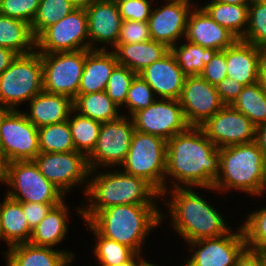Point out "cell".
I'll list each match as a JSON object with an SVG mask.
<instances>
[{
	"mask_svg": "<svg viewBox=\"0 0 266 266\" xmlns=\"http://www.w3.org/2000/svg\"><path fill=\"white\" fill-rule=\"evenodd\" d=\"M219 165V149L201 127L189 126L167 141L165 190L175 187L213 188Z\"/></svg>",
	"mask_w": 266,
	"mask_h": 266,
	"instance_id": "1",
	"label": "cell"
},
{
	"mask_svg": "<svg viewBox=\"0 0 266 266\" xmlns=\"http://www.w3.org/2000/svg\"><path fill=\"white\" fill-rule=\"evenodd\" d=\"M202 189L203 187H175L161 194L162 205L166 208L163 211L167 212L161 213L162 225L165 224V219H169L174 235H179L184 243L220 237L232 229L223 212L220 213L217 207L214 208L215 204L208 202L210 199L198 193L197 190Z\"/></svg>",
	"mask_w": 266,
	"mask_h": 266,
	"instance_id": "2",
	"label": "cell"
},
{
	"mask_svg": "<svg viewBox=\"0 0 266 266\" xmlns=\"http://www.w3.org/2000/svg\"><path fill=\"white\" fill-rule=\"evenodd\" d=\"M109 170L105 168L98 169L100 172L90 171L84 202L75 208V214L83 222H88L97 212L114 205L162 203L161 194L143 178L128 174L120 168Z\"/></svg>",
	"mask_w": 266,
	"mask_h": 266,
	"instance_id": "3",
	"label": "cell"
},
{
	"mask_svg": "<svg viewBox=\"0 0 266 266\" xmlns=\"http://www.w3.org/2000/svg\"><path fill=\"white\" fill-rule=\"evenodd\" d=\"M219 161V174L213 188L202 191L210 190L221 196L238 191L250 198H266V157L254 141L219 148Z\"/></svg>",
	"mask_w": 266,
	"mask_h": 266,
	"instance_id": "4",
	"label": "cell"
},
{
	"mask_svg": "<svg viewBox=\"0 0 266 266\" xmlns=\"http://www.w3.org/2000/svg\"><path fill=\"white\" fill-rule=\"evenodd\" d=\"M159 206L114 205L97 212L88 222L103 237L131 248L136 254H144L150 234L162 226Z\"/></svg>",
	"mask_w": 266,
	"mask_h": 266,
	"instance_id": "5",
	"label": "cell"
},
{
	"mask_svg": "<svg viewBox=\"0 0 266 266\" xmlns=\"http://www.w3.org/2000/svg\"><path fill=\"white\" fill-rule=\"evenodd\" d=\"M42 91V59L37 50L17 55L0 74V106L8 110H21V103H28Z\"/></svg>",
	"mask_w": 266,
	"mask_h": 266,
	"instance_id": "6",
	"label": "cell"
},
{
	"mask_svg": "<svg viewBox=\"0 0 266 266\" xmlns=\"http://www.w3.org/2000/svg\"><path fill=\"white\" fill-rule=\"evenodd\" d=\"M166 160V140L135 130L131 146L120 169L143 178L162 194L165 191Z\"/></svg>",
	"mask_w": 266,
	"mask_h": 266,
	"instance_id": "7",
	"label": "cell"
},
{
	"mask_svg": "<svg viewBox=\"0 0 266 266\" xmlns=\"http://www.w3.org/2000/svg\"><path fill=\"white\" fill-rule=\"evenodd\" d=\"M7 186L5 195L18 202L61 203L67 198L41 174L34 160L10 162Z\"/></svg>",
	"mask_w": 266,
	"mask_h": 266,
	"instance_id": "8",
	"label": "cell"
},
{
	"mask_svg": "<svg viewBox=\"0 0 266 266\" xmlns=\"http://www.w3.org/2000/svg\"><path fill=\"white\" fill-rule=\"evenodd\" d=\"M41 174L54 184L66 197L74 189H81L82 195L88 187L90 168L87 157L77 151L62 153L40 152L34 159ZM84 187V188H83Z\"/></svg>",
	"mask_w": 266,
	"mask_h": 266,
	"instance_id": "9",
	"label": "cell"
},
{
	"mask_svg": "<svg viewBox=\"0 0 266 266\" xmlns=\"http://www.w3.org/2000/svg\"><path fill=\"white\" fill-rule=\"evenodd\" d=\"M134 131L129 116L121 115L116 120L102 123L96 146L87 157L90 171L120 168L131 146Z\"/></svg>",
	"mask_w": 266,
	"mask_h": 266,
	"instance_id": "10",
	"label": "cell"
},
{
	"mask_svg": "<svg viewBox=\"0 0 266 266\" xmlns=\"http://www.w3.org/2000/svg\"><path fill=\"white\" fill-rule=\"evenodd\" d=\"M43 69V91L63 94L72 100L78 95L85 64V50L40 53Z\"/></svg>",
	"mask_w": 266,
	"mask_h": 266,
	"instance_id": "11",
	"label": "cell"
},
{
	"mask_svg": "<svg viewBox=\"0 0 266 266\" xmlns=\"http://www.w3.org/2000/svg\"><path fill=\"white\" fill-rule=\"evenodd\" d=\"M88 16L84 6L48 27L37 39L39 53L89 50Z\"/></svg>",
	"mask_w": 266,
	"mask_h": 266,
	"instance_id": "12",
	"label": "cell"
},
{
	"mask_svg": "<svg viewBox=\"0 0 266 266\" xmlns=\"http://www.w3.org/2000/svg\"><path fill=\"white\" fill-rule=\"evenodd\" d=\"M0 153L8 162L34 160L40 153L38 128L21 110H8L0 122Z\"/></svg>",
	"mask_w": 266,
	"mask_h": 266,
	"instance_id": "13",
	"label": "cell"
},
{
	"mask_svg": "<svg viewBox=\"0 0 266 266\" xmlns=\"http://www.w3.org/2000/svg\"><path fill=\"white\" fill-rule=\"evenodd\" d=\"M186 244L190 257L186 256L181 266H234L237 257L246 248L241 225L233 227L220 237L200 239Z\"/></svg>",
	"mask_w": 266,
	"mask_h": 266,
	"instance_id": "14",
	"label": "cell"
},
{
	"mask_svg": "<svg viewBox=\"0 0 266 266\" xmlns=\"http://www.w3.org/2000/svg\"><path fill=\"white\" fill-rule=\"evenodd\" d=\"M131 118L136 131L159 136L166 141L189 127L179 100L173 99L157 98Z\"/></svg>",
	"mask_w": 266,
	"mask_h": 266,
	"instance_id": "15",
	"label": "cell"
},
{
	"mask_svg": "<svg viewBox=\"0 0 266 266\" xmlns=\"http://www.w3.org/2000/svg\"><path fill=\"white\" fill-rule=\"evenodd\" d=\"M184 117L189 126H202L225 104L214 85L200 75L186 76L179 97Z\"/></svg>",
	"mask_w": 266,
	"mask_h": 266,
	"instance_id": "16",
	"label": "cell"
},
{
	"mask_svg": "<svg viewBox=\"0 0 266 266\" xmlns=\"http://www.w3.org/2000/svg\"><path fill=\"white\" fill-rule=\"evenodd\" d=\"M163 1L160 7L154 4L147 22L151 39L171 48L185 39L188 16L197 3L193 0Z\"/></svg>",
	"mask_w": 266,
	"mask_h": 266,
	"instance_id": "17",
	"label": "cell"
},
{
	"mask_svg": "<svg viewBox=\"0 0 266 266\" xmlns=\"http://www.w3.org/2000/svg\"><path fill=\"white\" fill-rule=\"evenodd\" d=\"M200 127L218 149L255 140L256 126L232 105H225Z\"/></svg>",
	"mask_w": 266,
	"mask_h": 266,
	"instance_id": "18",
	"label": "cell"
},
{
	"mask_svg": "<svg viewBox=\"0 0 266 266\" xmlns=\"http://www.w3.org/2000/svg\"><path fill=\"white\" fill-rule=\"evenodd\" d=\"M84 8L88 16L89 50H113L123 22L118 6L107 0H98Z\"/></svg>",
	"mask_w": 266,
	"mask_h": 266,
	"instance_id": "19",
	"label": "cell"
},
{
	"mask_svg": "<svg viewBox=\"0 0 266 266\" xmlns=\"http://www.w3.org/2000/svg\"><path fill=\"white\" fill-rule=\"evenodd\" d=\"M185 40L204 48L221 51L232 46L238 38L214 21L199 2L188 16Z\"/></svg>",
	"mask_w": 266,
	"mask_h": 266,
	"instance_id": "20",
	"label": "cell"
},
{
	"mask_svg": "<svg viewBox=\"0 0 266 266\" xmlns=\"http://www.w3.org/2000/svg\"><path fill=\"white\" fill-rule=\"evenodd\" d=\"M139 75L152 88L156 97L173 100L179 99L186 78L171 51L147 66Z\"/></svg>",
	"mask_w": 266,
	"mask_h": 266,
	"instance_id": "21",
	"label": "cell"
},
{
	"mask_svg": "<svg viewBox=\"0 0 266 266\" xmlns=\"http://www.w3.org/2000/svg\"><path fill=\"white\" fill-rule=\"evenodd\" d=\"M6 249L2 251L5 266H71L77 258L75 250L36 246L29 242Z\"/></svg>",
	"mask_w": 266,
	"mask_h": 266,
	"instance_id": "22",
	"label": "cell"
},
{
	"mask_svg": "<svg viewBox=\"0 0 266 266\" xmlns=\"http://www.w3.org/2000/svg\"><path fill=\"white\" fill-rule=\"evenodd\" d=\"M22 112L37 128L57 124L68 120L73 110V100L63 94H51L45 91L35 95Z\"/></svg>",
	"mask_w": 266,
	"mask_h": 266,
	"instance_id": "23",
	"label": "cell"
},
{
	"mask_svg": "<svg viewBox=\"0 0 266 266\" xmlns=\"http://www.w3.org/2000/svg\"><path fill=\"white\" fill-rule=\"evenodd\" d=\"M117 65L112 50H85V64L78 94L105 91L109 77Z\"/></svg>",
	"mask_w": 266,
	"mask_h": 266,
	"instance_id": "24",
	"label": "cell"
},
{
	"mask_svg": "<svg viewBox=\"0 0 266 266\" xmlns=\"http://www.w3.org/2000/svg\"><path fill=\"white\" fill-rule=\"evenodd\" d=\"M69 207L66 199L59 205L54 206L32 230L29 243L57 249L62 242H65L67 233H69L68 222L71 218Z\"/></svg>",
	"mask_w": 266,
	"mask_h": 266,
	"instance_id": "25",
	"label": "cell"
},
{
	"mask_svg": "<svg viewBox=\"0 0 266 266\" xmlns=\"http://www.w3.org/2000/svg\"><path fill=\"white\" fill-rule=\"evenodd\" d=\"M227 77L249 86L259 82L257 46L238 39L225 49Z\"/></svg>",
	"mask_w": 266,
	"mask_h": 266,
	"instance_id": "26",
	"label": "cell"
},
{
	"mask_svg": "<svg viewBox=\"0 0 266 266\" xmlns=\"http://www.w3.org/2000/svg\"><path fill=\"white\" fill-rule=\"evenodd\" d=\"M119 65L139 74L147 66L165 56L170 48L161 42L148 40L139 43L118 44L112 50Z\"/></svg>",
	"mask_w": 266,
	"mask_h": 266,
	"instance_id": "27",
	"label": "cell"
},
{
	"mask_svg": "<svg viewBox=\"0 0 266 266\" xmlns=\"http://www.w3.org/2000/svg\"><path fill=\"white\" fill-rule=\"evenodd\" d=\"M0 201V220L3 242L8 248L30 241L32 230L25 218L22 202L5 195Z\"/></svg>",
	"mask_w": 266,
	"mask_h": 266,
	"instance_id": "28",
	"label": "cell"
},
{
	"mask_svg": "<svg viewBox=\"0 0 266 266\" xmlns=\"http://www.w3.org/2000/svg\"><path fill=\"white\" fill-rule=\"evenodd\" d=\"M0 47L17 55H26L36 50V39L31 25L15 18L0 14Z\"/></svg>",
	"mask_w": 266,
	"mask_h": 266,
	"instance_id": "29",
	"label": "cell"
},
{
	"mask_svg": "<svg viewBox=\"0 0 266 266\" xmlns=\"http://www.w3.org/2000/svg\"><path fill=\"white\" fill-rule=\"evenodd\" d=\"M73 110L100 123L116 120L122 115L106 91L78 94L73 99Z\"/></svg>",
	"mask_w": 266,
	"mask_h": 266,
	"instance_id": "30",
	"label": "cell"
},
{
	"mask_svg": "<svg viewBox=\"0 0 266 266\" xmlns=\"http://www.w3.org/2000/svg\"><path fill=\"white\" fill-rule=\"evenodd\" d=\"M219 25L242 39L248 26L249 5H234L208 1L201 6Z\"/></svg>",
	"mask_w": 266,
	"mask_h": 266,
	"instance_id": "31",
	"label": "cell"
},
{
	"mask_svg": "<svg viewBox=\"0 0 266 266\" xmlns=\"http://www.w3.org/2000/svg\"><path fill=\"white\" fill-rule=\"evenodd\" d=\"M86 229L93 233V259L96 266H113L129 262L136 253L129 247L114 240L103 237L89 222H83Z\"/></svg>",
	"mask_w": 266,
	"mask_h": 266,
	"instance_id": "32",
	"label": "cell"
},
{
	"mask_svg": "<svg viewBox=\"0 0 266 266\" xmlns=\"http://www.w3.org/2000/svg\"><path fill=\"white\" fill-rule=\"evenodd\" d=\"M181 41L183 43H181ZM170 48L180 69L186 76L200 75L218 50L204 48L185 39Z\"/></svg>",
	"mask_w": 266,
	"mask_h": 266,
	"instance_id": "33",
	"label": "cell"
},
{
	"mask_svg": "<svg viewBox=\"0 0 266 266\" xmlns=\"http://www.w3.org/2000/svg\"><path fill=\"white\" fill-rule=\"evenodd\" d=\"M68 124L75 150L88 157L96 146L102 123L72 110L68 117Z\"/></svg>",
	"mask_w": 266,
	"mask_h": 266,
	"instance_id": "34",
	"label": "cell"
},
{
	"mask_svg": "<svg viewBox=\"0 0 266 266\" xmlns=\"http://www.w3.org/2000/svg\"><path fill=\"white\" fill-rule=\"evenodd\" d=\"M232 106L243 113L255 126L266 122V92L259 82L244 86Z\"/></svg>",
	"mask_w": 266,
	"mask_h": 266,
	"instance_id": "35",
	"label": "cell"
},
{
	"mask_svg": "<svg viewBox=\"0 0 266 266\" xmlns=\"http://www.w3.org/2000/svg\"><path fill=\"white\" fill-rule=\"evenodd\" d=\"M77 7L74 0H40L39 8L31 23L35 39Z\"/></svg>",
	"mask_w": 266,
	"mask_h": 266,
	"instance_id": "36",
	"label": "cell"
},
{
	"mask_svg": "<svg viewBox=\"0 0 266 266\" xmlns=\"http://www.w3.org/2000/svg\"><path fill=\"white\" fill-rule=\"evenodd\" d=\"M39 150L44 153L76 151L68 120L38 128Z\"/></svg>",
	"mask_w": 266,
	"mask_h": 266,
	"instance_id": "37",
	"label": "cell"
},
{
	"mask_svg": "<svg viewBox=\"0 0 266 266\" xmlns=\"http://www.w3.org/2000/svg\"><path fill=\"white\" fill-rule=\"evenodd\" d=\"M244 219L239 225L244 233L246 247L266 254V205L249 211Z\"/></svg>",
	"mask_w": 266,
	"mask_h": 266,
	"instance_id": "38",
	"label": "cell"
},
{
	"mask_svg": "<svg viewBox=\"0 0 266 266\" xmlns=\"http://www.w3.org/2000/svg\"><path fill=\"white\" fill-rule=\"evenodd\" d=\"M241 40L257 47L266 45V0L249 4L248 26Z\"/></svg>",
	"mask_w": 266,
	"mask_h": 266,
	"instance_id": "39",
	"label": "cell"
},
{
	"mask_svg": "<svg viewBox=\"0 0 266 266\" xmlns=\"http://www.w3.org/2000/svg\"><path fill=\"white\" fill-rule=\"evenodd\" d=\"M157 97L148 83L136 74L133 78L126 97L125 106L123 110L127 109L122 115L131 117L134 113L141 109L147 108Z\"/></svg>",
	"mask_w": 266,
	"mask_h": 266,
	"instance_id": "40",
	"label": "cell"
},
{
	"mask_svg": "<svg viewBox=\"0 0 266 266\" xmlns=\"http://www.w3.org/2000/svg\"><path fill=\"white\" fill-rule=\"evenodd\" d=\"M135 75L136 73L126 66L118 64L109 77L105 91L111 100L121 109L122 113V107L125 106L127 93Z\"/></svg>",
	"mask_w": 266,
	"mask_h": 266,
	"instance_id": "41",
	"label": "cell"
},
{
	"mask_svg": "<svg viewBox=\"0 0 266 266\" xmlns=\"http://www.w3.org/2000/svg\"><path fill=\"white\" fill-rule=\"evenodd\" d=\"M39 4L40 0H0V14L31 25Z\"/></svg>",
	"mask_w": 266,
	"mask_h": 266,
	"instance_id": "42",
	"label": "cell"
},
{
	"mask_svg": "<svg viewBox=\"0 0 266 266\" xmlns=\"http://www.w3.org/2000/svg\"><path fill=\"white\" fill-rule=\"evenodd\" d=\"M148 40H151V36L147 21L123 20L116 46Z\"/></svg>",
	"mask_w": 266,
	"mask_h": 266,
	"instance_id": "43",
	"label": "cell"
},
{
	"mask_svg": "<svg viewBox=\"0 0 266 266\" xmlns=\"http://www.w3.org/2000/svg\"><path fill=\"white\" fill-rule=\"evenodd\" d=\"M156 0H129L118 4L123 20L148 21ZM153 4V5H152Z\"/></svg>",
	"mask_w": 266,
	"mask_h": 266,
	"instance_id": "44",
	"label": "cell"
},
{
	"mask_svg": "<svg viewBox=\"0 0 266 266\" xmlns=\"http://www.w3.org/2000/svg\"><path fill=\"white\" fill-rule=\"evenodd\" d=\"M225 50L218 51L214 57L205 64L200 76L207 80L211 85H217L227 77Z\"/></svg>",
	"mask_w": 266,
	"mask_h": 266,
	"instance_id": "45",
	"label": "cell"
},
{
	"mask_svg": "<svg viewBox=\"0 0 266 266\" xmlns=\"http://www.w3.org/2000/svg\"><path fill=\"white\" fill-rule=\"evenodd\" d=\"M60 203H31L22 202L23 213L31 230L49 213V211Z\"/></svg>",
	"mask_w": 266,
	"mask_h": 266,
	"instance_id": "46",
	"label": "cell"
},
{
	"mask_svg": "<svg viewBox=\"0 0 266 266\" xmlns=\"http://www.w3.org/2000/svg\"><path fill=\"white\" fill-rule=\"evenodd\" d=\"M221 101L225 105H232L238 98L244 85L233 78L226 77L224 80L215 85Z\"/></svg>",
	"mask_w": 266,
	"mask_h": 266,
	"instance_id": "47",
	"label": "cell"
},
{
	"mask_svg": "<svg viewBox=\"0 0 266 266\" xmlns=\"http://www.w3.org/2000/svg\"><path fill=\"white\" fill-rule=\"evenodd\" d=\"M234 266H266V254L246 247L237 257Z\"/></svg>",
	"mask_w": 266,
	"mask_h": 266,
	"instance_id": "48",
	"label": "cell"
},
{
	"mask_svg": "<svg viewBox=\"0 0 266 266\" xmlns=\"http://www.w3.org/2000/svg\"><path fill=\"white\" fill-rule=\"evenodd\" d=\"M254 142L259 147V150L266 157V122L256 126Z\"/></svg>",
	"mask_w": 266,
	"mask_h": 266,
	"instance_id": "49",
	"label": "cell"
},
{
	"mask_svg": "<svg viewBox=\"0 0 266 266\" xmlns=\"http://www.w3.org/2000/svg\"><path fill=\"white\" fill-rule=\"evenodd\" d=\"M17 54L10 49L0 47V74L7 69Z\"/></svg>",
	"mask_w": 266,
	"mask_h": 266,
	"instance_id": "50",
	"label": "cell"
},
{
	"mask_svg": "<svg viewBox=\"0 0 266 266\" xmlns=\"http://www.w3.org/2000/svg\"><path fill=\"white\" fill-rule=\"evenodd\" d=\"M8 164L7 158L0 153V184H5V187H7Z\"/></svg>",
	"mask_w": 266,
	"mask_h": 266,
	"instance_id": "51",
	"label": "cell"
},
{
	"mask_svg": "<svg viewBox=\"0 0 266 266\" xmlns=\"http://www.w3.org/2000/svg\"><path fill=\"white\" fill-rule=\"evenodd\" d=\"M143 254H136L129 262L120 265L113 266H145V264L149 261L148 258Z\"/></svg>",
	"mask_w": 266,
	"mask_h": 266,
	"instance_id": "52",
	"label": "cell"
},
{
	"mask_svg": "<svg viewBox=\"0 0 266 266\" xmlns=\"http://www.w3.org/2000/svg\"><path fill=\"white\" fill-rule=\"evenodd\" d=\"M258 69H266V45L257 47Z\"/></svg>",
	"mask_w": 266,
	"mask_h": 266,
	"instance_id": "53",
	"label": "cell"
},
{
	"mask_svg": "<svg viewBox=\"0 0 266 266\" xmlns=\"http://www.w3.org/2000/svg\"><path fill=\"white\" fill-rule=\"evenodd\" d=\"M259 83L266 92V69H258Z\"/></svg>",
	"mask_w": 266,
	"mask_h": 266,
	"instance_id": "54",
	"label": "cell"
},
{
	"mask_svg": "<svg viewBox=\"0 0 266 266\" xmlns=\"http://www.w3.org/2000/svg\"><path fill=\"white\" fill-rule=\"evenodd\" d=\"M216 1L219 3H229V4H234V5H249L250 3L248 0H212Z\"/></svg>",
	"mask_w": 266,
	"mask_h": 266,
	"instance_id": "55",
	"label": "cell"
},
{
	"mask_svg": "<svg viewBox=\"0 0 266 266\" xmlns=\"http://www.w3.org/2000/svg\"><path fill=\"white\" fill-rule=\"evenodd\" d=\"M78 6H85L98 0H74Z\"/></svg>",
	"mask_w": 266,
	"mask_h": 266,
	"instance_id": "56",
	"label": "cell"
},
{
	"mask_svg": "<svg viewBox=\"0 0 266 266\" xmlns=\"http://www.w3.org/2000/svg\"><path fill=\"white\" fill-rule=\"evenodd\" d=\"M8 111V109L0 106V122L2 119V116Z\"/></svg>",
	"mask_w": 266,
	"mask_h": 266,
	"instance_id": "57",
	"label": "cell"
},
{
	"mask_svg": "<svg viewBox=\"0 0 266 266\" xmlns=\"http://www.w3.org/2000/svg\"><path fill=\"white\" fill-rule=\"evenodd\" d=\"M107 1H110V2H113L115 3L116 5L120 4V3H124V2H127L129 0H107Z\"/></svg>",
	"mask_w": 266,
	"mask_h": 266,
	"instance_id": "58",
	"label": "cell"
},
{
	"mask_svg": "<svg viewBox=\"0 0 266 266\" xmlns=\"http://www.w3.org/2000/svg\"><path fill=\"white\" fill-rule=\"evenodd\" d=\"M145 266H160L159 264L153 263L151 261H148Z\"/></svg>",
	"mask_w": 266,
	"mask_h": 266,
	"instance_id": "59",
	"label": "cell"
},
{
	"mask_svg": "<svg viewBox=\"0 0 266 266\" xmlns=\"http://www.w3.org/2000/svg\"><path fill=\"white\" fill-rule=\"evenodd\" d=\"M0 240L3 241L2 229H1V220H0Z\"/></svg>",
	"mask_w": 266,
	"mask_h": 266,
	"instance_id": "60",
	"label": "cell"
},
{
	"mask_svg": "<svg viewBox=\"0 0 266 266\" xmlns=\"http://www.w3.org/2000/svg\"><path fill=\"white\" fill-rule=\"evenodd\" d=\"M258 1H263V0H248L249 3L258 2Z\"/></svg>",
	"mask_w": 266,
	"mask_h": 266,
	"instance_id": "61",
	"label": "cell"
}]
</instances>
